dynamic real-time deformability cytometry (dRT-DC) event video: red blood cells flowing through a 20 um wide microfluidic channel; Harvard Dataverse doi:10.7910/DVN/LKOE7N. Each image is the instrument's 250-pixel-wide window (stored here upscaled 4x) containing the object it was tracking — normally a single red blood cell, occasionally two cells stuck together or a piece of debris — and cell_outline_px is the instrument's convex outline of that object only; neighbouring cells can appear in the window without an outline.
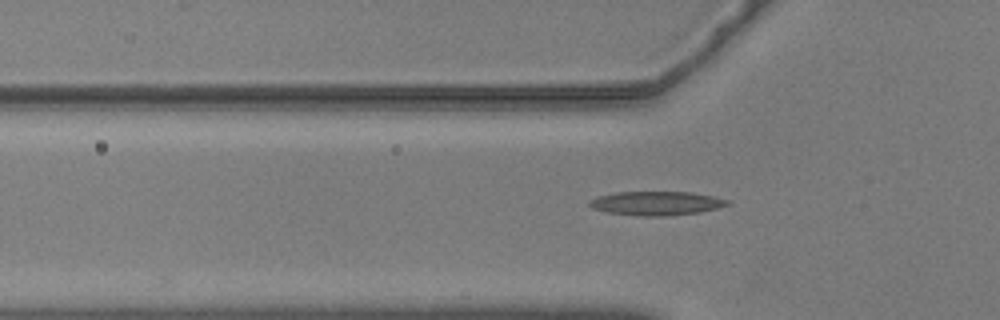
{"species": "common noctule bat (a hibernating species)", "species_latin": "Nyctalus noctula", "temperature_condition": "warm", "stored_images_in_passage": 23, "camera_frame_rate_fps": 3000, "um_per_image_px": 0.085, "animal": {"sex": "male", "body_mass_g": 20.5, "forearm_length_mm": 52.5}, "frame": {"image": 1, "passage_image": 4, "time_ms": 1.0, "image_size_px": [1000, 320], "cell_outline_px": [[728, 204], [716, 208], [700, 212], [664, 216], [640, 216], [608, 212], [592, 208], [588, 204], [588, 200], [596, 196], [616, 192], [692, 192], [712, 196], [728, 200]], "centroid_in_image_um": [55.72, 17.27], "position_along_channel_um": 70.1, "area_um2": 19.13}}
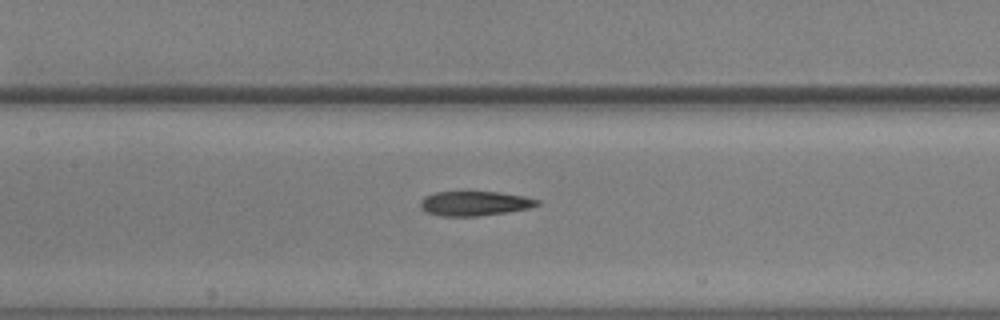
{"frame": {"image": 2, "passage_image": 12, "time_ms": 3.667, "image_size_px": [1000, 320], "cell_outline_px": [[540, 204], [528, 208], [508, 212], [476, 216], [440, 216], [424, 212], [420, 208], [420, 200], [424, 196], [436, 192], [500, 192], [524, 196], [540, 200]], "centroid_in_image_um": [40.31, 17.29], "position_along_channel_um": 167.1, "area_um2": 16.82}}
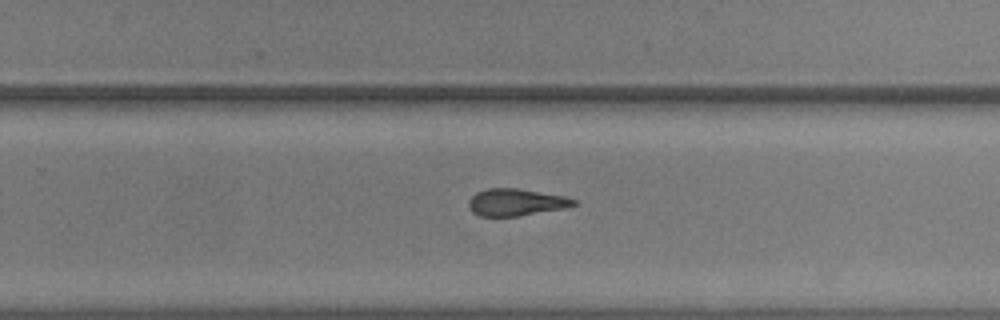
{"frame": {"image": 3, "passage_image": 22, "time_ms": 7.0, "image_size_px": [1000, 320], "cell_outline_px": [[580, 200], [576, 204], [564, 208], [520, 216], [480, 216], [472, 212], [468, 204], [468, 200], [476, 192], [488, 188], [516, 188], [564, 196]], "centroid_in_image_um": [43.86, 17.19], "position_along_channel_um": 285.9, "area_um2": 16.59}}